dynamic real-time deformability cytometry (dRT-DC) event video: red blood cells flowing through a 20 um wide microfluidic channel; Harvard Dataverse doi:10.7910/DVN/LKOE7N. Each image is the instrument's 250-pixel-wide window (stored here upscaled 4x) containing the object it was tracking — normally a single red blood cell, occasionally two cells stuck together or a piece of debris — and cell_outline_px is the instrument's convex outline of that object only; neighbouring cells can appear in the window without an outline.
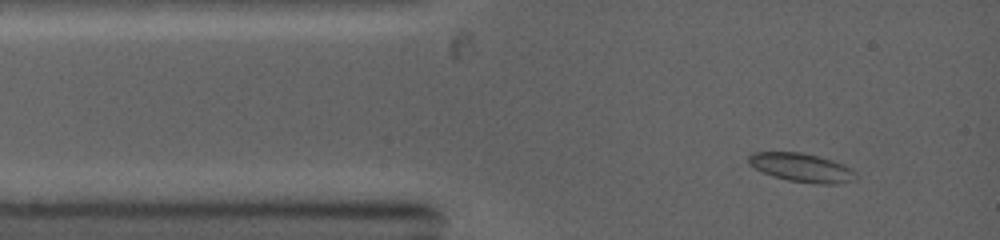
{"species": "common noctule bat (a hibernating species)", "species_latin": "Nyctalus noctula", "temperature_condition": "warm", "stored_images_in_passage": 44, "camera_frame_rate_fps": 5000, "um_per_image_px": 0.085, "animal": {"sex": "female", "body_mass_g": 19.0, "forearm_length_mm": 53.3}, "frame": {"image": 1, "passage_image": 4, "time_ms": 0.8, "image_size_px": [1000, 240], "cell_outline_px": [[856, 180], [836, 184], [820, 184], [788, 180], [772, 176], [748, 164], [748, 156], [752, 152], [800, 152], [832, 160], [844, 164], [856, 172]], "centroid_in_image_um": [68.15, 14.25], "position_along_channel_um": 16.8, "area_um2": 17.86}}
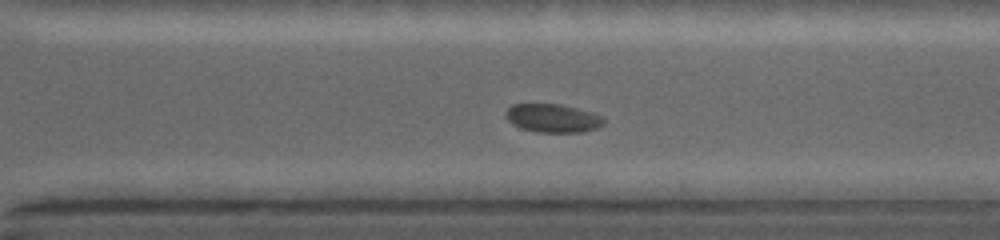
{"frame": {"image": 2, "passage_image": 31, "time_ms": 8.6, "image_size_px": [1000, 240], "cell_outline_px": [[604, 124], [596, 128], [580, 132], [540, 132], [524, 128], [512, 124], [508, 120], [504, 112], [512, 104], [560, 104], [592, 112], [604, 116]], "centroid_in_image_um": [47.0, 10.03], "position_along_channel_um": 323.6, "area_um2": 16.13}}
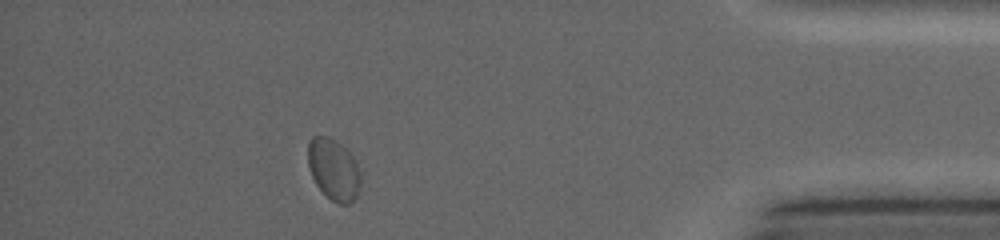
{"frame": {"image": 3, "passage_image": 41, "time_ms": 11.6, "image_size_px": [1000, 240], "cell_outline_px": [[360, 184], [356, 196], [348, 204], [340, 204], [332, 200], [316, 184], [308, 168], [308, 140], [312, 136], [328, 136], [340, 144], [352, 156], [360, 172]], "centroid_in_image_um": [28.33, 14.38], "position_along_channel_um": 406.9, "area_um2": 18.55}}